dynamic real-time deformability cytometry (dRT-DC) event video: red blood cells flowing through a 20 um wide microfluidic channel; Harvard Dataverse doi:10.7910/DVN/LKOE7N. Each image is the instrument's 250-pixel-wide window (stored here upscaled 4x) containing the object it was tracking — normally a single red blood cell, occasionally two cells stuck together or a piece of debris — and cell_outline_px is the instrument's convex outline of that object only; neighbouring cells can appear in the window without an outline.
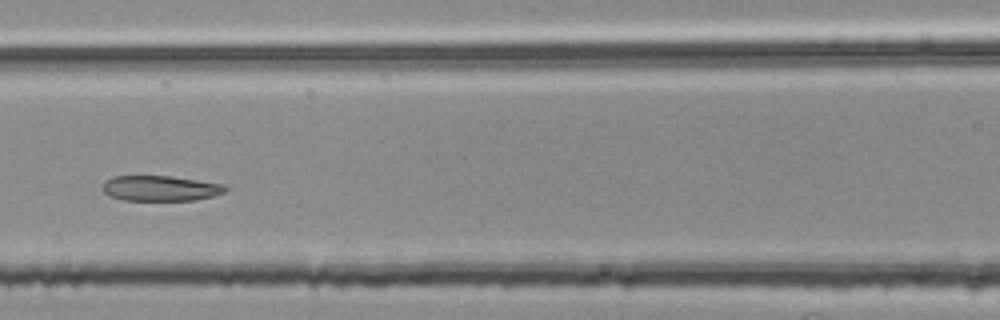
{"species": "common noctule bat (a hibernating species)", "species_latin": "Nyctalus noctula", "temperature_condition": "room temperature", "stored_images_in_passage": 45, "segment_of_instrument_passage": [2, 2], "camera_frame_rate_fps": 3000, "um_per_image_px": 0.085, "animal": {"sex": "female", "body_mass_g": 25.1}, "frame": {"image": 1, "passage_image": 19, "time_ms": 6.0, "image_size_px": [1000, 320], "cell_outline_px": [[228, 188], [224, 192], [212, 196], [196, 200], [124, 200], [108, 196], [100, 188], [112, 176], [172, 176], [224, 184]], "centroid_in_image_um": [13.62, 16.0], "position_along_channel_um": 153.0, "area_um2": 18.15}}
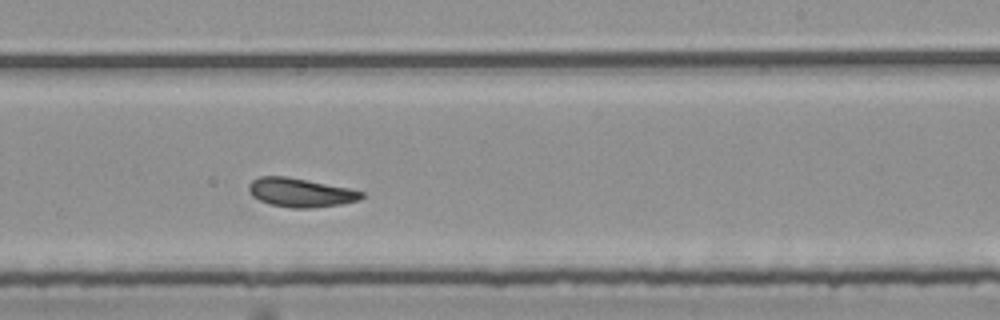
{"frame": {"image": 2, "passage_image": 28, "time_ms": 9.0, "image_size_px": [1000, 320], "cell_outline_px": [[364, 196], [360, 200], [340, 204], [312, 208], [292, 208], [268, 204], [252, 196], [248, 192], [248, 184], [252, 180], [260, 176], [284, 176], [348, 188], [364, 192]], "centroid_in_image_um": [25.51, 16.37], "position_along_channel_um": 263.5, "area_um2": 18.9}}
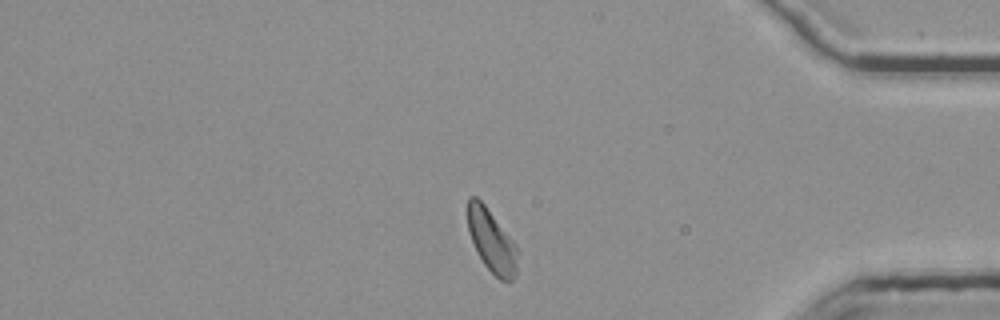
{"frame": {"image": 3, "passage_image": 41, "time_ms": 13.333, "image_size_px": [1000, 320], "cell_outline_px": [[516, 276], [508, 284], [500, 280], [484, 264], [476, 252], [468, 228], [468, 196], [476, 196], [484, 204], [516, 244]], "centroid_in_image_um": [41.79, 20.5], "position_along_channel_um": 393.4, "area_um2": 18.03}}